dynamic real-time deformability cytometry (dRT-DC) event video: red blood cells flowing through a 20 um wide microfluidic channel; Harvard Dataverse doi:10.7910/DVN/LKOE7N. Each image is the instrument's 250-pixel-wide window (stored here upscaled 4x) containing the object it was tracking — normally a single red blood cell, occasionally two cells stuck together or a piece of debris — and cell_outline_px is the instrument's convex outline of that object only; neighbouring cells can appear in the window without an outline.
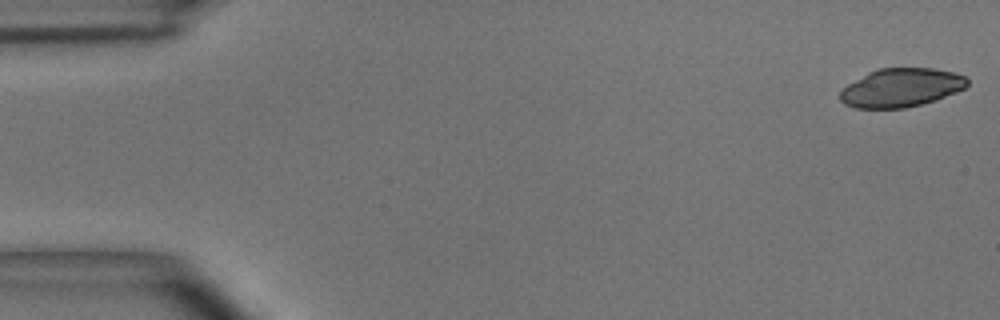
{"species": "common noctule bat (a hibernating species)", "species_latin": "Nyctalus noctula", "temperature_condition": "room temperature", "stored_images_in_passage": 54, "camera_frame_rate_fps": 3000, "um_per_image_px": 0.085, "animal": {"sex": "male", "body_mass_g": 15.6}, "frame": {"image": 1, "passage_image": 1, "time_ms": 0.0, "image_size_px": [1000, 320], "cell_outline_px": [[968, 84], [964, 88], [956, 92], [936, 100], [904, 108], [856, 108], [844, 104], [840, 100], [840, 92], [848, 84], [868, 72], [880, 68], [932, 68], [952, 72], [964, 76], [968, 80]], "centroid_in_image_um": [76.58, 7.45], "position_along_channel_um": 8.4, "area_um2": 28.44}}
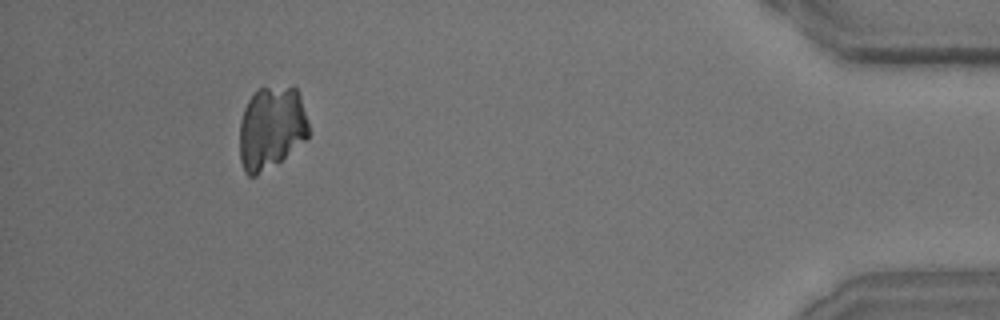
{"frame": {"image": 2, "passage_image": 50, "time_ms": 16.333, "image_size_px": [1000, 320], "cell_outline_px": [[308, 136], [304, 140], [280, 160], [256, 176], [248, 176], [244, 172], [240, 160], [240, 120], [244, 108], [248, 100], [260, 88], [292, 84], [296, 88], [300, 96], [308, 120]], "centroid_in_image_um": [23.05, 10.83], "position_along_channel_um": 412.2, "area_um2": 33.41}}